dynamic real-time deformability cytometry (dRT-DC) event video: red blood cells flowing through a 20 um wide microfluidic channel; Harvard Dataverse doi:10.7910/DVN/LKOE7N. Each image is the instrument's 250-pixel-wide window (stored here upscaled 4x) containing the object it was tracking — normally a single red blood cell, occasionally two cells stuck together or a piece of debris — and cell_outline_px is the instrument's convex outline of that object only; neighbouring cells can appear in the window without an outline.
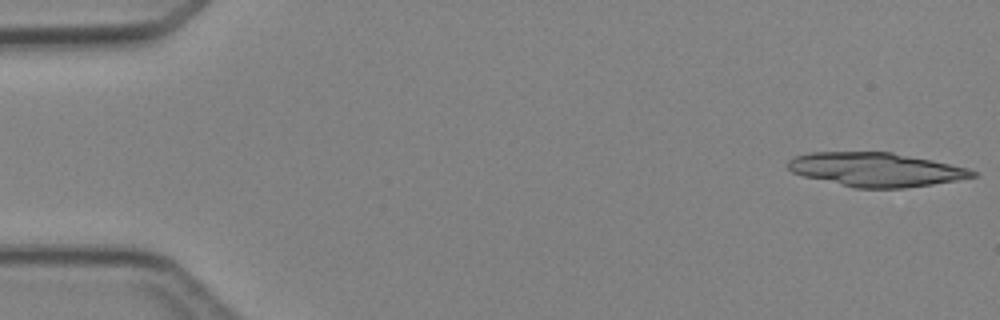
{"species": "Egyptian fruit bat (a non-hibernating species)", "species_latin": "Rousettus aegyptiacus", "temperature_condition": "cold", "stored_images_in_passage": 5, "camera_frame_rate_fps": 3000, "um_per_image_px": 0.085, "animal": {"sex": "female"}, "frame": {"image": 1, "passage_image": 1, "time_ms": 0.0, "image_size_px": [1000, 320], "cell_outline_px": [[980, 176], [932, 184], [904, 188], [856, 188], [804, 176], [792, 172], [788, 168], [788, 160], [796, 156], [808, 152], [892, 152], [932, 160], [968, 168], [976, 172]], "centroid_in_image_um": [74.46, 14.41], "position_along_channel_um": 10.5, "area_um2": 36.3}}
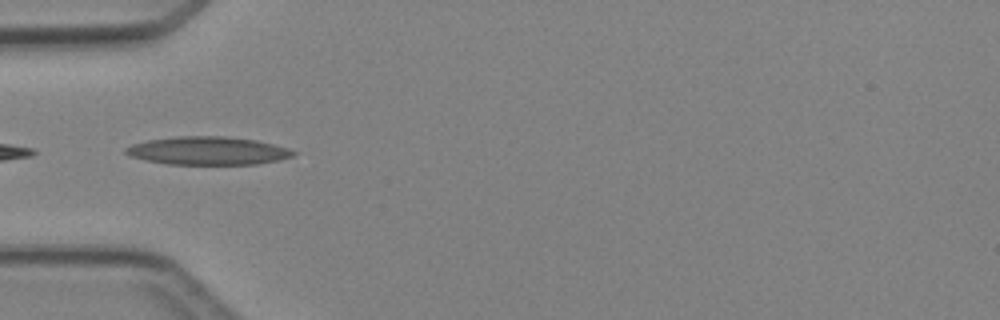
{"frame": {"image": 2, "passage_image": 5, "time_ms": 4.667, "image_size_px": [1000, 320], "cell_outline_px": [[296, 152], [292, 156], [280, 160], [256, 164], [168, 164], [148, 160], [132, 156], [124, 152], [124, 148], [132, 144], [148, 140], [176, 136], [224, 136], [256, 140], [288, 148]], "centroid_in_image_um": [17.67, 12.81], "position_along_channel_um": 67.3, "area_um2": 27.28}}